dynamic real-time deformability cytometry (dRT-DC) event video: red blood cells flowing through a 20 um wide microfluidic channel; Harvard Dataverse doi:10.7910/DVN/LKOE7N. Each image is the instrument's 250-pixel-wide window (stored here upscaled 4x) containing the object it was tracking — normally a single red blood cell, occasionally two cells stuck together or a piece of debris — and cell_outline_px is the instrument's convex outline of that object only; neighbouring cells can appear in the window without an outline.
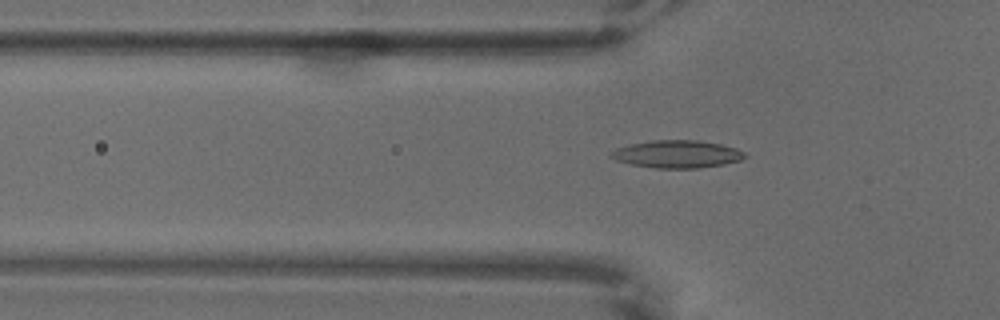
{"species": "common noctule bat (a hibernating species)", "species_latin": "Nyctalus noctula", "temperature_condition": "warm", "stored_images_in_passage": 64, "camera_frame_rate_fps": 3000, "um_per_image_px": 0.085, "animal": {"sex": "male", "body_mass_g": 18.8}, "frame": {"image": 1, "passage_image": 20, "time_ms": 6.333, "image_size_px": [1000, 320], "cell_outline_px": [[748, 156], [740, 160], [724, 164], [696, 168], [656, 168], [632, 164], [616, 160], [608, 156], [608, 152], [616, 148], [628, 144], [652, 140], [700, 140], [720, 144], [736, 148], [744, 152]], "centroid_in_image_um": [57.52, 13.09], "position_along_channel_um": 68.3, "area_um2": 21.62}}
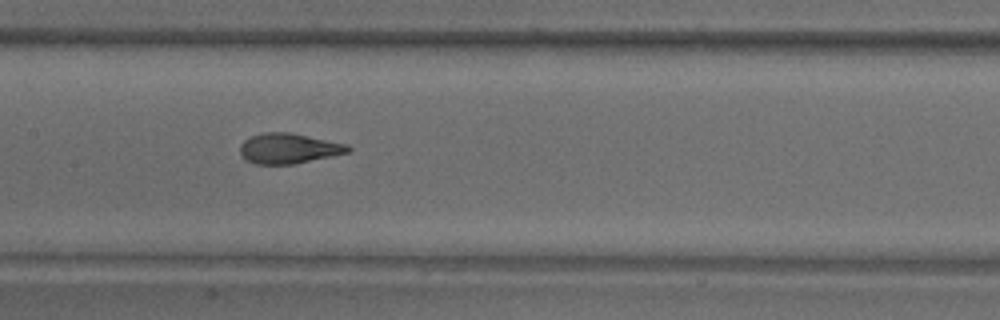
{"frame": {"image": 2, "passage_image": 31, "time_ms": 10.0, "image_size_px": [1000, 320], "cell_outline_px": [[352, 148], [348, 152], [332, 156], [292, 164], [256, 164], [248, 160], [240, 152], [240, 144], [244, 140], [252, 136], [264, 132], [292, 132], [348, 144]], "centroid_in_image_um": [24.56, 12.6], "position_along_channel_um": 182.8, "area_um2": 18.96}}
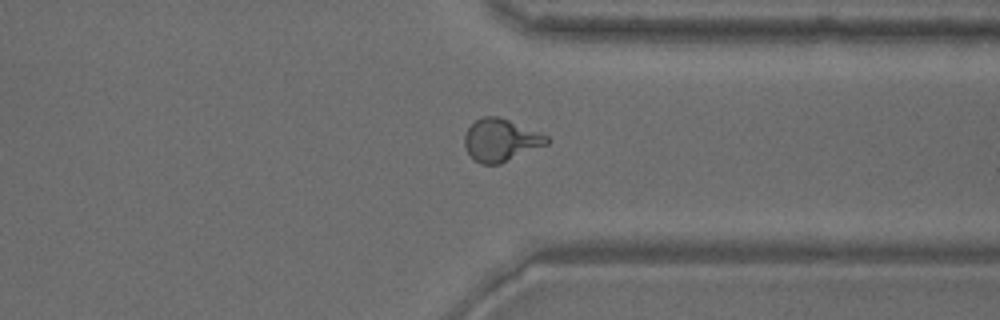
{"frame": {"image": 3, "passage_image": 49, "time_ms": 16.0, "image_size_px": [1000, 320], "cell_outline_px": [[552, 140], [548, 144], [500, 164], [480, 164], [464, 148], [464, 136], [468, 128], [476, 120], [484, 116], [496, 116], [508, 120], [548, 136]], "centroid_in_image_um": [42.57, 11.92], "position_along_channel_um": 368.8, "area_um2": 20.17}}